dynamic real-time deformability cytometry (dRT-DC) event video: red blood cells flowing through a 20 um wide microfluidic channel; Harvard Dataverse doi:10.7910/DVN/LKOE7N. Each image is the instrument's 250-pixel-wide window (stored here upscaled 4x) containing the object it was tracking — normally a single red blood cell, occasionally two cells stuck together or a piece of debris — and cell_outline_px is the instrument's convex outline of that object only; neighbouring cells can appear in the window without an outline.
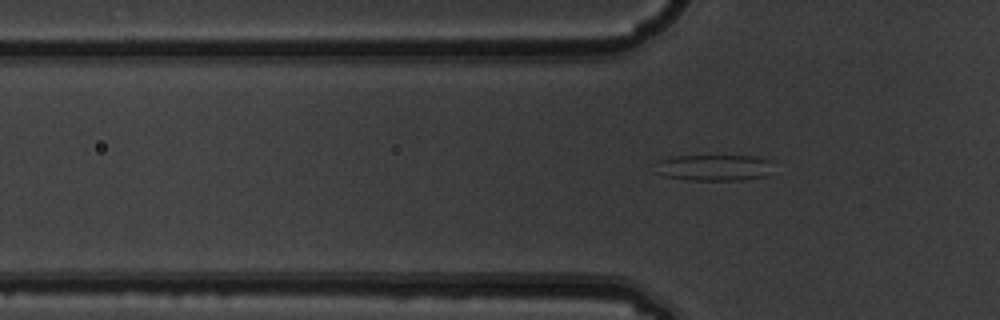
{"species": "common noctule bat (a hibernating species)", "species_latin": "Nyctalus noctula", "temperature_condition": "warm", "stored_images_in_passage": 6, "camera_frame_rate_fps": 3000, "um_per_image_px": 0.085, "animal": {"sex": "male", "body_mass_g": 19.5, "forearm_length_mm": 54.6}, "frame": {"image": 1, "passage_image": 6, "time_ms": 1.667, "image_size_px": [1000, 320], "cell_outline_px": [[772, 160], [764, 176], [740, 180], [688, 180], [664, 176], [652, 172], [660, 160], [672, 156], [760, 156]], "centroid_in_image_um": [60.61, 14.24], "position_along_channel_um": 65.2, "area_um2": 17.98}}